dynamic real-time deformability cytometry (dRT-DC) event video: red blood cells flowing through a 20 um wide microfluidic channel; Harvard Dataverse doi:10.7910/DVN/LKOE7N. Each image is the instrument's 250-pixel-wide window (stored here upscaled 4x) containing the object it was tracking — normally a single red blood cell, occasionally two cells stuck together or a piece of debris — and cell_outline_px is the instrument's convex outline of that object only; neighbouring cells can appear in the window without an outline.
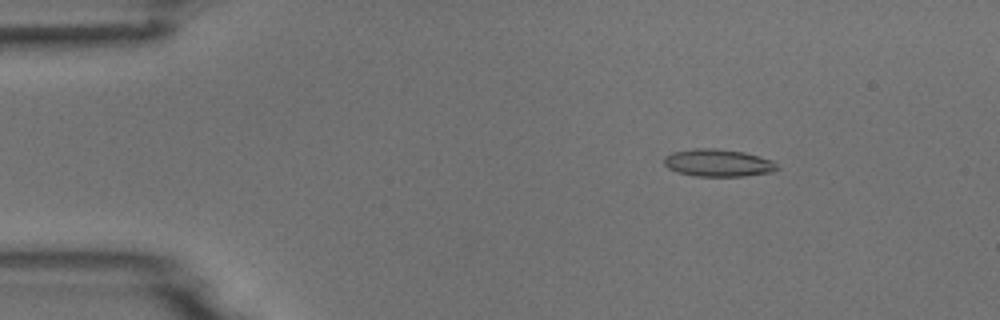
{"species": "common noctule bat (a hibernating species)", "species_latin": "Nyctalus noctula", "temperature_condition": "room temperature", "stored_images_in_passage": 6, "camera_frame_rate_fps": 3000, "um_per_image_px": 0.085, "animal": {"sex": "male", "body_mass_g": 18.8}, "frame": {"image": 1, "passage_image": 2, "time_ms": 0.333, "image_size_px": [1000, 320], "cell_outline_px": [[780, 168], [772, 172], [744, 176], [696, 176], [676, 172], [668, 168], [664, 164], [664, 156], [672, 152], [692, 148], [716, 148], [744, 152], [772, 160]], "centroid_in_image_um": [61.01, 13.84], "position_along_channel_um": 24.0, "area_um2": 18.21}}
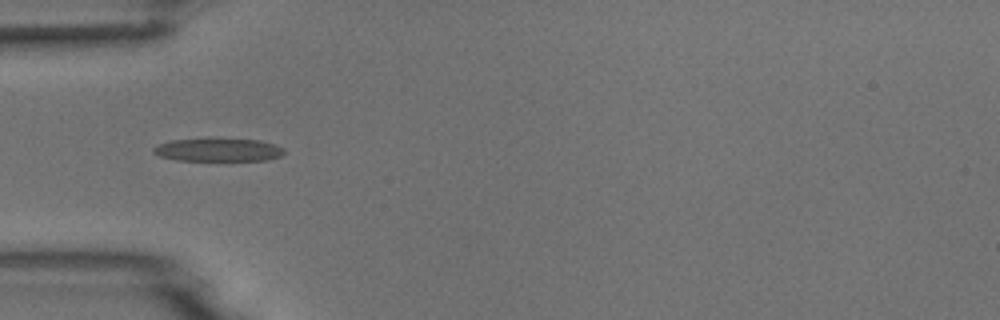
{"frame": {"image": 2, "passage_image": 4, "time_ms": 1.0, "image_size_px": [1000, 320], "cell_outline_px": [[284, 152], [280, 156], [268, 160], [176, 160], [160, 156], [152, 152], [152, 148], [160, 144], [172, 140], [212, 136], [260, 140], [284, 148]], "centroid_in_image_um": [18.53, 12.69], "position_along_channel_um": 66.5, "area_um2": 18.21}}